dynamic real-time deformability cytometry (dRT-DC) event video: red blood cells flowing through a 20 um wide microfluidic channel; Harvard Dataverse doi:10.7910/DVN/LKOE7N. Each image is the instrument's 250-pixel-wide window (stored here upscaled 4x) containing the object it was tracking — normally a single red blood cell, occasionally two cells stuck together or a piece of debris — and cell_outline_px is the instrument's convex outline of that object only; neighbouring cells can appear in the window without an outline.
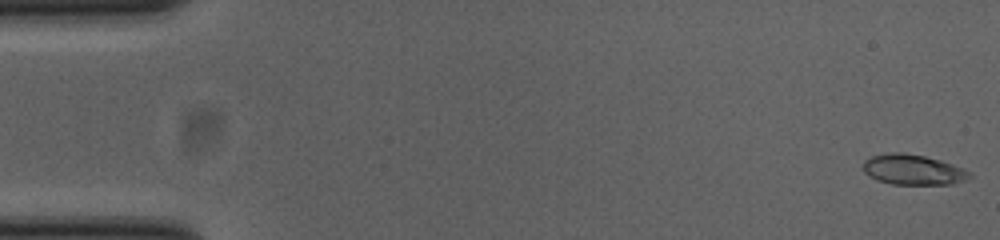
{"species": "common noctule bat (a hibernating species)", "species_latin": "Nyctalus noctula", "temperature_condition": "cold", "stored_images_in_passage": 53, "camera_frame_rate_fps": 3000, "um_per_image_px": 0.085, "animal": {"sex": "female", "body_mass_g": 23.0, "forearm_length_mm": 53.4}, "frame": {"image": 1, "passage_image": 1, "time_ms": 0.0, "image_size_px": [1000, 240], "cell_outline_px": [[972, 176], [964, 180], [952, 184], [892, 184], [876, 180], [868, 176], [864, 172], [864, 160], [872, 156], [888, 152], [904, 152], [924, 156], [940, 160], [964, 168], [972, 172]], "centroid_in_image_um": [77.61, 14.42], "position_along_channel_um": 7.4, "area_um2": 18.9}}
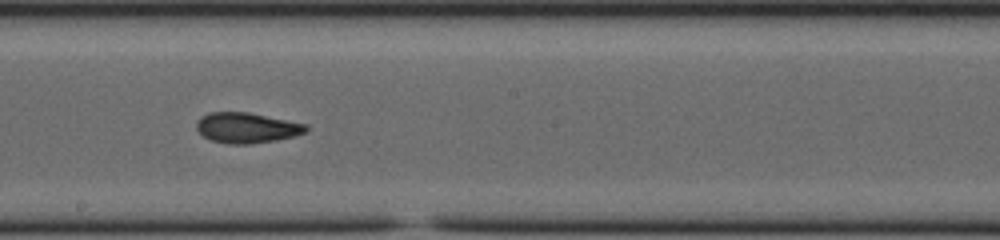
{"frame": {"image": 2, "passage_image": 29, "time_ms": 9.333, "image_size_px": [1000, 240], "cell_outline_px": [[308, 132], [276, 140], [248, 144], [228, 144], [208, 140], [196, 128], [196, 120], [200, 116], [208, 112], [248, 112], [308, 124]], "centroid_in_image_um": [20.95, 10.86], "position_along_channel_um": 227.2, "area_um2": 19.59}}
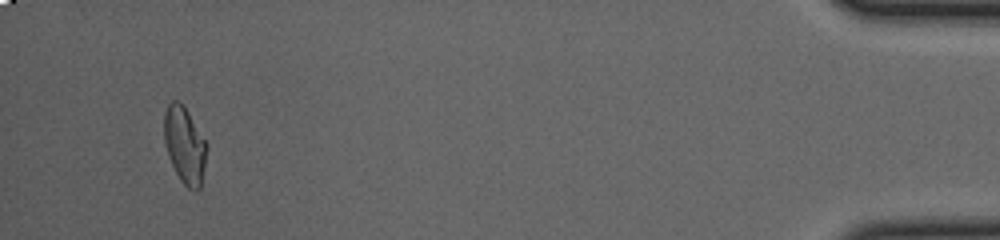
{"frame": {"image": 3, "passage_image": 50, "time_ms": 16.333, "image_size_px": [1000, 240], "cell_outline_px": [[208, 148], [200, 188], [196, 192], [188, 188], [180, 180], [168, 156], [164, 140], [164, 112], [168, 104], [172, 100], [176, 100], [184, 104], [208, 144]], "centroid_in_image_um": [15.71, 12.31], "position_along_channel_um": 419.5, "area_um2": 19.31}, "authors_computed_cell_mechanics": {"area_um2": 19.1318, "velocity_mm_per_s": 3.8737, "shape_relaxation_time_tau1_ms": 6.0154, "shape_relaxation_time_tau2_ms": 2.711, "deformation_change_tau1": 0.1866, "deformation_change_tau2": 0.0893}}